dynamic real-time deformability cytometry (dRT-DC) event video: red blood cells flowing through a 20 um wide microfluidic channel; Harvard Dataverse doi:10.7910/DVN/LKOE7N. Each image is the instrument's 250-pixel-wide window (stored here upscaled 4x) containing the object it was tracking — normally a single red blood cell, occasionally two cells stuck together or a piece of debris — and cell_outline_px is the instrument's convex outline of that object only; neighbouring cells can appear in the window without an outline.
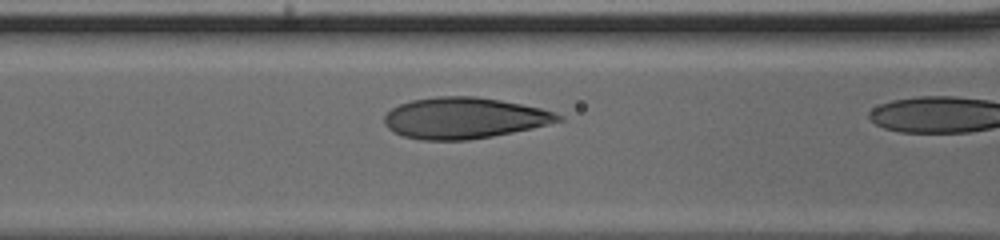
{"species": "human", "species_latin": "Homo sapiens", "temperature_condition": "cold", "stored_images_in_passage": 10, "camera_frame_rate_fps": 3000, "um_per_image_px": 0.085, "donor": {"sex": "male"}, "frame": {"image": 1, "passage_image": 9, "time_ms": 2.667, "image_size_px": [1000, 240], "cell_outline_px": [[564, 120], [532, 128], [492, 136], [468, 140], [424, 140], [404, 136], [392, 132], [384, 124], [384, 116], [392, 108], [400, 104], [412, 100], [436, 96], [476, 96], [500, 100], [540, 108], [556, 112], [564, 116]], "centroid_in_image_um": [39.45, 10.03], "position_along_channel_um": 127.1, "area_um2": 41.67}}